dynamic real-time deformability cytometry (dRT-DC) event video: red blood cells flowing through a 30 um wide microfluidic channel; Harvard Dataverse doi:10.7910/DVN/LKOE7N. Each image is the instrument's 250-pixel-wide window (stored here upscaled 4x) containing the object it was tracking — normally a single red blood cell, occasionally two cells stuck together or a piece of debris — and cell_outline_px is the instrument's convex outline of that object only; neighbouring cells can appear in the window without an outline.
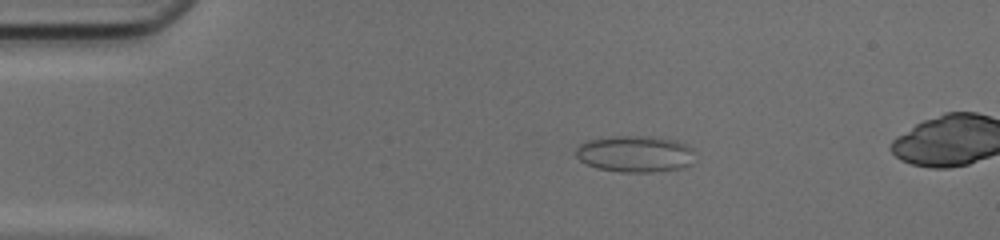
{"species": "common noctule bat (a hibernating species)", "species_latin": "Nyctalus noctula", "temperature_condition": "cold", "stored_images_in_passage": 49, "camera_frame_rate_fps": 3000, "um_per_image_px": 0.085, "animal": {"sex": "female", "body_mass_g": 17.0, "forearm_length_mm": 48.0}, "frame": {"image": 1, "passage_image": 10, "time_ms": 3.0, "image_size_px": [1000, 240], "cell_outline_px": [[692, 164], [680, 168], [652, 172], [620, 172], [596, 168], [580, 160], [576, 156], [576, 148], [580, 144], [588, 140], [612, 136], [652, 136], [676, 140], [688, 144], [692, 148]], "centroid_in_image_um": [53.98, 13.07], "position_along_channel_um": 31.0, "area_um2": 25.43}}
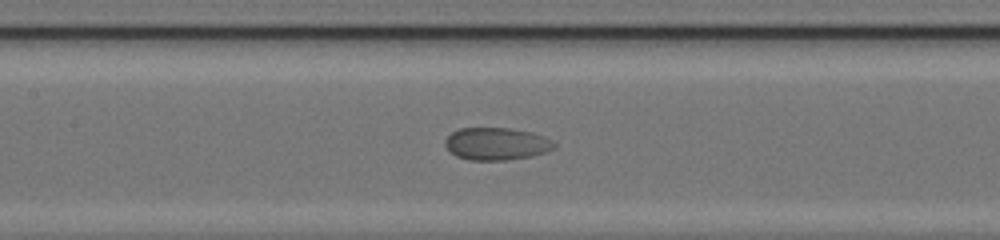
{"frame": {"image": 2, "passage_image": 24, "time_ms": 7.667, "image_size_px": [1000, 240], "cell_outline_px": [[556, 148], [532, 156], [508, 160], [468, 160], [456, 156], [444, 144], [444, 140], [452, 132], [460, 128], [508, 128], [532, 132], [544, 136], [552, 140], [556, 144]], "centroid_in_image_um": [42.21, 12.22], "position_along_channel_um": 165.2, "area_um2": 20.69}}
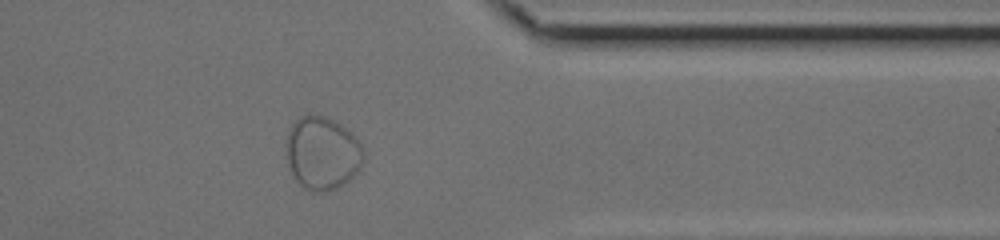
{"frame": {"image": 3, "passage_image": 41, "time_ms": 13.333, "image_size_px": [1000, 240], "cell_outline_px": [[364, 160], [360, 168], [344, 184], [336, 188], [324, 192], [312, 192], [304, 188], [296, 180], [288, 164], [284, 144], [288, 132], [292, 124], [300, 116], [312, 112], [324, 116], [340, 124], [364, 148]], "centroid_in_image_um": [27.36, 13.01], "position_along_channel_um": 384.0, "area_um2": 33.12}}